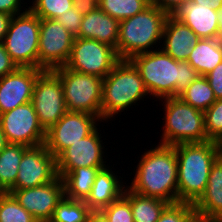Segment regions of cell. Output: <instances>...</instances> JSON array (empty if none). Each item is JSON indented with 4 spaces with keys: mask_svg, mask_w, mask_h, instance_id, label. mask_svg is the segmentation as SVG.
<instances>
[{
    "mask_svg": "<svg viewBox=\"0 0 222 222\" xmlns=\"http://www.w3.org/2000/svg\"><path fill=\"white\" fill-rule=\"evenodd\" d=\"M99 213L109 222H134L130 201L124 195Z\"/></svg>",
    "mask_w": 222,
    "mask_h": 222,
    "instance_id": "cell-33",
    "label": "cell"
},
{
    "mask_svg": "<svg viewBox=\"0 0 222 222\" xmlns=\"http://www.w3.org/2000/svg\"><path fill=\"white\" fill-rule=\"evenodd\" d=\"M74 39L56 19H40L38 69L53 70L64 66Z\"/></svg>",
    "mask_w": 222,
    "mask_h": 222,
    "instance_id": "cell-13",
    "label": "cell"
},
{
    "mask_svg": "<svg viewBox=\"0 0 222 222\" xmlns=\"http://www.w3.org/2000/svg\"><path fill=\"white\" fill-rule=\"evenodd\" d=\"M61 80L67 111L97 116L102 121L103 79L61 66L52 70Z\"/></svg>",
    "mask_w": 222,
    "mask_h": 222,
    "instance_id": "cell-7",
    "label": "cell"
},
{
    "mask_svg": "<svg viewBox=\"0 0 222 222\" xmlns=\"http://www.w3.org/2000/svg\"><path fill=\"white\" fill-rule=\"evenodd\" d=\"M93 211L84 201L63 197L54 210V222H90Z\"/></svg>",
    "mask_w": 222,
    "mask_h": 222,
    "instance_id": "cell-28",
    "label": "cell"
},
{
    "mask_svg": "<svg viewBox=\"0 0 222 222\" xmlns=\"http://www.w3.org/2000/svg\"><path fill=\"white\" fill-rule=\"evenodd\" d=\"M189 0H150V4L171 15L179 6Z\"/></svg>",
    "mask_w": 222,
    "mask_h": 222,
    "instance_id": "cell-39",
    "label": "cell"
},
{
    "mask_svg": "<svg viewBox=\"0 0 222 222\" xmlns=\"http://www.w3.org/2000/svg\"><path fill=\"white\" fill-rule=\"evenodd\" d=\"M100 169L102 168L79 167L66 174L62 178L65 197L85 201Z\"/></svg>",
    "mask_w": 222,
    "mask_h": 222,
    "instance_id": "cell-25",
    "label": "cell"
},
{
    "mask_svg": "<svg viewBox=\"0 0 222 222\" xmlns=\"http://www.w3.org/2000/svg\"><path fill=\"white\" fill-rule=\"evenodd\" d=\"M37 68H20L0 78V114L31 102L37 78L44 72Z\"/></svg>",
    "mask_w": 222,
    "mask_h": 222,
    "instance_id": "cell-17",
    "label": "cell"
},
{
    "mask_svg": "<svg viewBox=\"0 0 222 222\" xmlns=\"http://www.w3.org/2000/svg\"><path fill=\"white\" fill-rule=\"evenodd\" d=\"M171 16L185 23L199 39H216L219 28L217 11L189 0L173 11Z\"/></svg>",
    "mask_w": 222,
    "mask_h": 222,
    "instance_id": "cell-19",
    "label": "cell"
},
{
    "mask_svg": "<svg viewBox=\"0 0 222 222\" xmlns=\"http://www.w3.org/2000/svg\"><path fill=\"white\" fill-rule=\"evenodd\" d=\"M157 143L137 156L127 188L143 196L178 203V163L175 147ZM146 150V151H145ZM140 158V159H139ZM136 168V169H135ZM132 178V179H131Z\"/></svg>",
    "mask_w": 222,
    "mask_h": 222,
    "instance_id": "cell-1",
    "label": "cell"
},
{
    "mask_svg": "<svg viewBox=\"0 0 222 222\" xmlns=\"http://www.w3.org/2000/svg\"><path fill=\"white\" fill-rule=\"evenodd\" d=\"M0 125L8 143L28 147L45 143L46 132L40 125L31 102L0 114Z\"/></svg>",
    "mask_w": 222,
    "mask_h": 222,
    "instance_id": "cell-14",
    "label": "cell"
},
{
    "mask_svg": "<svg viewBox=\"0 0 222 222\" xmlns=\"http://www.w3.org/2000/svg\"><path fill=\"white\" fill-rule=\"evenodd\" d=\"M112 161L111 159V164H108L98 171L90 194L84 201L93 212H100L103 208L119 199L127 187L126 182L129 179H123L129 178L125 177L127 175H124L125 169L121 177V175H119L121 174V170L115 169L119 162L116 161L117 163L114 164Z\"/></svg>",
    "mask_w": 222,
    "mask_h": 222,
    "instance_id": "cell-18",
    "label": "cell"
},
{
    "mask_svg": "<svg viewBox=\"0 0 222 222\" xmlns=\"http://www.w3.org/2000/svg\"><path fill=\"white\" fill-rule=\"evenodd\" d=\"M194 209L199 215L222 221V154L213 163L205 192Z\"/></svg>",
    "mask_w": 222,
    "mask_h": 222,
    "instance_id": "cell-22",
    "label": "cell"
},
{
    "mask_svg": "<svg viewBox=\"0 0 222 222\" xmlns=\"http://www.w3.org/2000/svg\"><path fill=\"white\" fill-rule=\"evenodd\" d=\"M73 7L86 15L98 8V0H73Z\"/></svg>",
    "mask_w": 222,
    "mask_h": 222,
    "instance_id": "cell-40",
    "label": "cell"
},
{
    "mask_svg": "<svg viewBox=\"0 0 222 222\" xmlns=\"http://www.w3.org/2000/svg\"><path fill=\"white\" fill-rule=\"evenodd\" d=\"M25 1L28 2V0H0V12L11 16L22 14L28 9Z\"/></svg>",
    "mask_w": 222,
    "mask_h": 222,
    "instance_id": "cell-36",
    "label": "cell"
},
{
    "mask_svg": "<svg viewBox=\"0 0 222 222\" xmlns=\"http://www.w3.org/2000/svg\"><path fill=\"white\" fill-rule=\"evenodd\" d=\"M31 103L45 132L67 112L61 80L52 70H45L37 78Z\"/></svg>",
    "mask_w": 222,
    "mask_h": 222,
    "instance_id": "cell-11",
    "label": "cell"
},
{
    "mask_svg": "<svg viewBox=\"0 0 222 222\" xmlns=\"http://www.w3.org/2000/svg\"><path fill=\"white\" fill-rule=\"evenodd\" d=\"M195 214L193 204L178 202L169 204L157 222H189Z\"/></svg>",
    "mask_w": 222,
    "mask_h": 222,
    "instance_id": "cell-34",
    "label": "cell"
},
{
    "mask_svg": "<svg viewBox=\"0 0 222 222\" xmlns=\"http://www.w3.org/2000/svg\"><path fill=\"white\" fill-rule=\"evenodd\" d=\"M9 193L32 214L37 222L52 219L56 206L65 196L64 183L60 176L47 184L22 190H10Z\"/></svg>",
    "mask_w": 222,
    "mask_h": 222,
    "instance_id": "cell-16",
    "label": "cell"
},
{
    "mask_svg": "<svg viewBox=\"0 0 222 222\" xmlns=\"http://www.w3.org/2000/svg\"><path fill=\"white\" fill-rule=\"evenodd\" d=\"M83 15L74 7L68 9L66 13L56 18L65 29H67L75 38H78V32L82 23Z\"/></svg>",
    "mask_w": 222,
    "mask_h": 222,
    "instance_id": "cell-35",
    "label": "cell"
},
{
    "mask_svg": "<svg viewBox=\"0 0 222 222\" xmlns=\"http://www.w3.org/2000/svg\"><path fill=\"white\" fill-rule=\"evenodd\" d=\"M42 222H54L52 219H49V220H45V221H42Z\"/></svg>",
    "mask_w": 222,
    "mask_h": 222,
    "instance_id": "cell-47",
    "label": "cell"
},
{
    "mask_svg": "<svg viewBox=\"0 0 222 222\" xmlns=\"http://www.w3.org/2000/svg\"><path fill=\"white\" fill-rule=\"evenodd\" d=\"M17 68V65L7 53L3 42H0V78L14 72Z\"/></svg>",
    "mask_w": 222,
    "mask_h": 222,
    "instance_id": "cell-38",
    "label": "cell"
},
{
    "mask_svg": "<svg viewBox=\"0 0 222 222\" xmlns=\"http://www.w3.org/2000/svg\"><path fill=\"white\" fill-rule=\"evenodd\" d=\"M178 163V202L195 204L204 194L211 167L221 155L215 141L174 145Z\"/></svg>",
    "mask_w": 222,
    "mask_h": 222,
    "instance_id": "cell-3",
    "label": "cell"
},
{
    "mask_svg": "<svg viewBox=\"0 0 222 222\" xmlns=\"http://www.w3.org/2000/svg\"><path fill=\"white\" fill-rule=\"evenodd\" d=\"M217 18H218L219 28L216 40L222 45V7L217 10Z\"/></svg>",
    "mask_w": 222,
    "mask_h": 222,
    "instance_id": "cell-43",
    "label": "cell"
},
{
    "mask_svg": "<svg viewBox=\"0 0 222 222\" xmlns=\"http://www.w3.org/2000/svg\"><path fill=\"white\" fill-rule=\"evenodd\" d=\"M214 92L216 99H222V62L205 76Z\"/></svg>",
    "mask_w": 222,
    "mask_h": 222,
    "instance_id": "cell-37",
    "label": "cell"
},
{
    "mask_svg": "<svg viewBox=\"0 0 222 222\" xmlns=\"http://www.w3.org/2000/svg\"><path fill=\"white\" fill-rule=\"evenodd\" d=\"M129 61L139 71L150 98L156 99L152 103L179 96L200 76L187 61H177L161 48L136 54Z\"/></svg>",
    "mask_w": 222,
    "mask_h": 222,
    "instance_id": "cell-2",
    "label": "cell"
},
{
    "mask_svg": "<svg viewBox=\"0 0 222 222\" xmlns=\"http://www.w3.org/2000/svg\"><path fill=\"white\" fill-rule=\"evenodd\" d=\"M28 146L9 143L0 153V189L9 192L14 186L24 151Z\"/></svg>",
    "mask_w": 222,
    "mask_h": 222,
    "instance_id": "cell-26",
    "label": "cell"
},
{
    "mask_svg": "<svg viewBox=\"0 0 222 222\" xmlns=\"http://www.w3.org/2000/svg\"><path fill=\"white\" fill-rule=\"evenodd\" d=\"M103 123L104 122H102V124H100L90 135L65 149L56 158V170L58 176L63 178L66 174L79 167L104 168L111 163L108 159V156H110L107 154L109 153V148L106 146L108 145V142L105 141L108 139L104 137L106 132L103 129ZM101 131H103V133ZM104 143L107 144L105 145ZM107 161H109V163Z\"/></svg>",
    "mask_w": 222,
    "mask_h": 222,
    "instance_id": "cell-9",
    "label": "cell"
},
{
    "mask_svg": "<svg viewBox=\"0 0 222 222\" xmlns=\"http://www.w3.org/2000/svg\"><path fill=\"white\" fill-rule=\"evenodd\" d=\"M168 14L149 5L133 17L120 21L116 54L120 60L150 52L161 47L165 21Z\"/></svg>",
    "mask_w": 222,
    "mask_h": 222,
    "instance_id": "cell-5",
    "label": "cell"
},
{
    "mask_svg": "<svg viewBox=\"0 0 222 222\" xmlns=\"http://www.w3.org/2000/svg\"><path fill=\"white\" fill-rule=\"evenodd\" d=\"M198 40V36L191 28L168 15L160 47L165 53L177 61H187L194 44Z\"/></svg>",
    "mask_w": 222,
    "mask_h": 222,
    "instance_id": "cell-20",
    "label": "cell"
},
{
    "mask_svg": "<svg viewBox=\"0 0 222 222\" xmlns=\"http://www.w3.org/2000/svg\"><path fill=\"white\" fill-rule=\"evenodd\" d=\"M8 141L6 139V136L1 128L0 125V153L4 150V148L8 145Z\"/></svg>",
    "mask_w": 222,
    "mask_h": 222,
    "instance_id": "cell-45",
    "label": "cell"
},
{
    "mask_svg": "<svg viewBox=\"0 0 222 222\" xmlns=\"http://www.w3.org/2000/svg\"><path fill=\"white\" fill-rule=\"evenodd\" d=\"M187 62L206 76L222 62V45L216 39H199L193 46Z\"/></svg>",
    "mask_w": 222,
    "mask_h": 222,
    "instance_id": "cell-23",
    "label": "cell"
},
{
    "mask_svg": "<svg viewBox=\"0 0 222 222\" xmlns=\"http://www.w3.org/2000/svg\"><path fill=\"white\" fill-rule=\"evenodd\" d=\"M196 4H200L203 6H207L208 8H211L212 10L217 11L222 7V0H192Z\"/></svg>",
    "mask_w": 222,
    "mask_h": 222,
    "instance_id": "cell-42",
    "label": "cell"
},
{
    "mask_svg": "<svg viewBox=\"0 0 222 222\" xmlns=\"http://www.w3.org/2000/svg\"><path fill=\"white\" fill-rule=\"evenodd\" d=\"M159 105L163 106L161 111L164 116L161 119L164 121L158 143L174 146L209 141L203 111L192 107L178 96L161 99Z\"/></svg>",
    "mask_w": 222,
    "mask_h": 222,
    "instance_id": "cell-6",
    "label": "cell"
},
{
    "mask_svg": "<svg viewBox=\"0 0 222 222\" xmlns=\"http://www.w3.org/2000/svg\"><path fill=\"white\" fill-rule=\"evenodd\" d=\"M28 0V8L40 19H56L73 7V0Z\"/></svg>",
    "mask_w": 222,
    "mask_h": 222,
    "instance_id": "cell-31",
    "label": "cell"
},
{
    "mask_svg": "<svg viewBox=\"0 0 222 222\" xmlns=\"http://www.w3.org/2000/svg\"><path fill=\"white\" fill-rule=\"evenodd\" d=\"M178 97L203 112L217 100L205 76H199Z\"/></svg>",
    "mask_w": 222,
    "mask_h": 222,
    "instance_id": "cell-27",
    "label": "cell"
},
{
    "mask_svg": "<svg viewBox=\"0 0 222 222\" xmlns=\"http://www.w3.org/2000/svg\"><path fill=\"white\" fill-rule=\"evenodd\" d=\"M13 16L0 12V42L4 41V37L8 31L11 18Z\"/></svg>",
    "mask_w": 222,
    "mask_h": 222,
    "instance_id": "cell-41",
    "label": "cell"
},
{
    "mask_svg": "<svg viewBox=\"0 0 222 222\" xmlns=\"http://www.w3.org/2000/svg\"><path fill=\"white\" fill-rule=\"evenodd\" d=\"M148 95L139 71L129 60H120L103 79L102 122L105 125L111 121L112 125V121L117 120L118 116L121 117L125 110L123 115L134 107L138 109V103H143L144 99L152 100Z\"/></svg>",
    "mask_w": 222,
    "mask_h": 222,
    "instance_id": "cell-4",
    "label": "cell"
},
{
    "mask_svg": "<svg viewBox=\"0 0 222 222\" xmlns=\"http://www.w3.org/2000/svg\"><path fill=\"white\" fill-rule=\"evenodd\" d=\"M123 195L130 201L134 222H157L164 209L170 204L157 198L143 196L127 187Z\"/></svg>",
    "mask_w": 222,
    "mask_h": 222,
    "instance_id": "cell-24",
    "label": "cell"
},
{
    "mask_svg": "<svg viewBox=\"0 0 222 222\" xmlns=\"http://www.w3.org/2000/svg\"><path fill=\"white\" fill-rule=\"evenodd\" d=\"M150 5V0H98V7L118 21L133 17Z\"/></svg>",
    "mask_w": 222,
    "mask_h": 222,
    "instance_id": "cell-29",
    "label": "cell"
},
{
    "mask_svg": "<svg viewBox=\"0 0 222 222\" xmlns=\"http://www.w3.org/2000/svg\"><path fill=\"white\" fill-rule=\"evenodd\" d=\"M120 61L116 50L94 39L75 38L66 68L104 79Z\"/></svg>",
    "mask_w": 222,
    "mask_h": 222,
    "instance_id": "cell-10",
    "label": "cell"
},
{
    "mask_svg": "<svg viewBox=\"0 0 222 222\" xmlns=\"http://www.w3.org/2000/svg\"><path fill=\"white\" fill-rule=\"evenodd\" d=\"M120 21L106 14L99 7L83 15L78 38L94 39L116 50Z\"/></svg>",
    "mask_w": 222,
    "mask_h": 222,
    "instance_id": "cell-21",
    "label": "cell"
},
{
    "mask_svg": "<svg viewBox=\"0 0 222 222\" xmlns=\"http://www.w3.org/2000/svg\"><path fill=\"white\" fill-rule=\"evenodd\" d=\"M102 121L92 114L67 111L46 131L45 146L57 158L65 149L90 135Z\"/></svg>",
    "mask_w": 222,
    "mask_h": 222,
    "instance_id": "cell-12",
    "label": "cell"
},
{
    "mask_svg": "<svg viewBox=\"0 0 222 222\" xmlns=\"http://www.w3.org/2000/svg\"><path fill=\"white\" fill-rule=\"evenodd\" d=\"M90 222H109L99 212H94Z\"/></svg>",
    "mask_w": 222,
    "mask_h": 222,
    "instance_id": "cell-46",
    "label": "cell"
},
{
    "mask_svg": "<svg viewBox=\"0 0 222 222\" xmlns=\"http://www.w3.org/2000/svg\"><path fill=\"white\" fill-rule=\"evenodd\" d=\"M205 131L209 141L222 143V99H217L204 112Z\"/></svg>",
    "mask_w": 222,
    "mask_h": 222,
    "instance_id": "cell-32",
    "label": "cell"
},
{
    "mask_svg": "<svg viewBox=\"0 0 222 222\" xmlns=\"http://www.w3.org/2000/svg\"><path fill=\"white\" fill-rule=\"evenodd\" d=\"M189 222H222L220 220L214 219V218H210V217H205L199 214H195Z\"/></svg>",
    "mask_w": 222,
    "mask_h": 222,
    "instance_id": "cell-44",
    "label": "cell"
},
{
    "mask_svg": "<svg viewBox=\"0 0 222 222\" xmlns=\"http://www.w3.org/2000/svg\"><path fill=\"white\" fill-rule=\"evenodd\" d=\"M57 176L56 158L45 144L28 147L23 153L15 186L11 190L38 187L53 181Z\"/></svg>",
    "mask_w": 222,
    "mask_h": 222,
    "instance_id": "cell-15",
    "label": "cell"
},
{
    "mask_svg": "<svg viewBox=\"0 0 222 222\" xmlns=\"http://www.w3.org/2000/svg\"><path fill=\"white\" fill-rule=\"evenodd\" d=\"M40 18L29 8L11 18L3 44L20 68L38 69Z\"/></svg>",
    "mask_w": 222,
    "mask_h": 222,
    "instance_id": "cell-8",
    "label": "cell"
},
{
    "mask_svg": "<svg viewBox=\"0 0 222 222\" xmlns=\"http://www.w3.org/2000/svg\"><path fill=\"white\" fill-rule=\"evenodd\" d=\"M0 222H37L15 197L4 192L0 194Z\"/></svg>",
    "mask_w": 222,
    "mask_h": 222,
    "instance_id": "cell-30",
    "label": "cell"
}]
</instances>
